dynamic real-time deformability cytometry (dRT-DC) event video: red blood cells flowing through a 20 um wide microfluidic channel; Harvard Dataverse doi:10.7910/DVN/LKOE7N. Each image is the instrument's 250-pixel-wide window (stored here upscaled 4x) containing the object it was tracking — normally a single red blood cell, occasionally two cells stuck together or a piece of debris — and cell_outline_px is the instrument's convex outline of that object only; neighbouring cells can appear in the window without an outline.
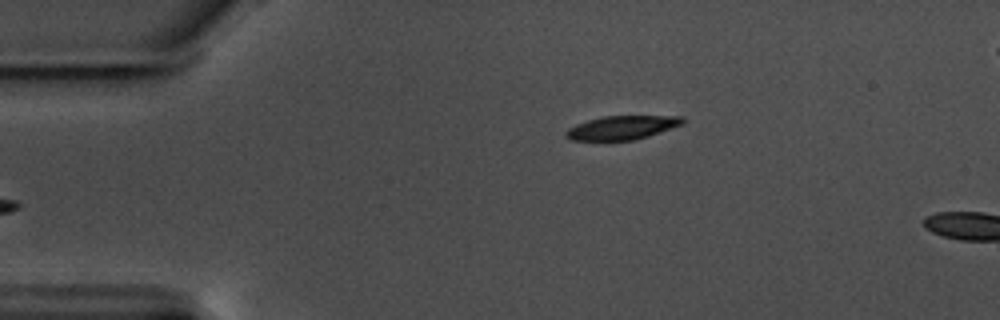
{"species": "common noctule bat (a hibernating species)", "species_latin": "Nyctalus noctula", "temperature_condition": "warm", "stored_images_in_passage": 4, "camera_frame_rate_fps": 3000, "um_per_image_px": 0.085, "animal": {"sex": "male", "body_mass_g": 17.5, "forearm_length_mm": 52.3}, "frame": {"image": 1, "passage_image": 1, "time_ms": 0.0, "image_size_px": [1000, 320], "cell_outline_px": [[684, 124], [648, 136], [632, 140], [572, 140], [564, 136], [564, 132], [568, 128], [576, 124], [600, 116], [684, 116]], "centroid_in_image_um": [52.86, 10.84], "position_along_channel_um": 32.1, "area_um2": 16.18}}